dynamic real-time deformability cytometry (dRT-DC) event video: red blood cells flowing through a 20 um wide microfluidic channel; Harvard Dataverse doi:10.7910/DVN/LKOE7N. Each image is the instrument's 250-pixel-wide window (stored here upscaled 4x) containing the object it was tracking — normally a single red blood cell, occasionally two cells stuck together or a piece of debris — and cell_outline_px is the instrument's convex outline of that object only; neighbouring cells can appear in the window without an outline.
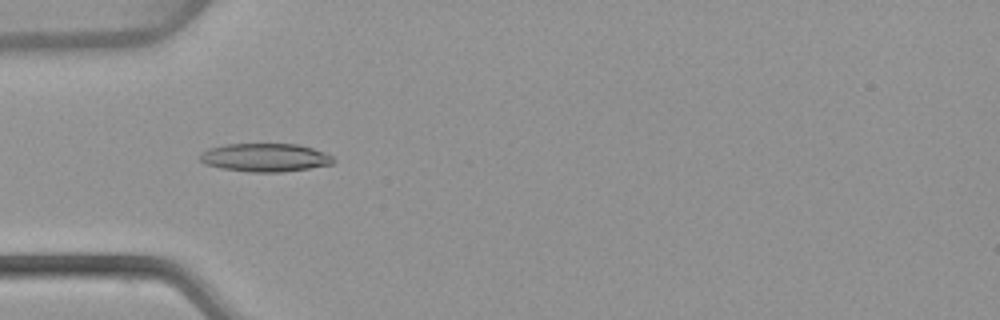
{"species": "common noctule bat (a hibernating species)", "species_latin": "Nyctalus noctula", "temperature_condition": "warm", "stored_images_in_passage": 54, "camera_frame_rate_fps": 3000, "um_per_image_px": 0.085, "animal": {"sex": "female", "body_mass_g": 22.7, "forearm_length_mm": 54.2}, "frame": {"image": 1, "passage_image": 18, "time_ms": 5.667, "image_size_px": [1000, 320], "cell_outline_px": [[332, 164], [308, 168], [276, 172], [264, 172], [224, 168], [208, 164], [200, 160], [204, 152], [212, 148], [232, 144], [292, 144], [312, 148], [332, 156]], "centroid_in_image_um": [22.59, 13.38], "position_along_channel_um": 62.4, "area_um2": 20.92}}
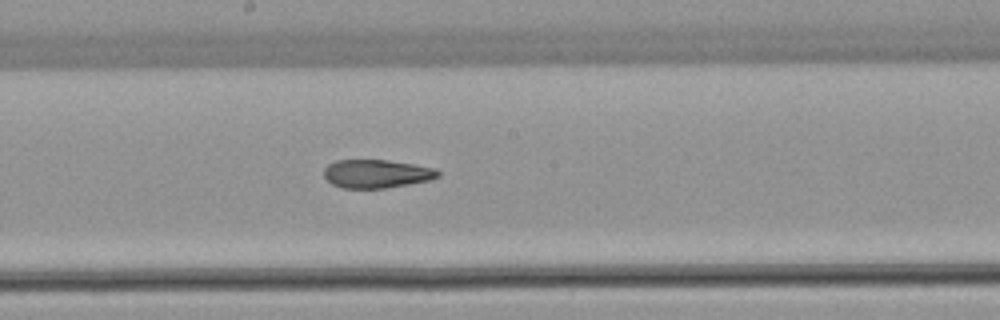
{"frame": {"image": 2, "passage_image": 30, "time_ms": 9.667, "image_size_px": [1000, 320], "cell_outline_px": [[440, 176], [428, 180], [380, 188], [344, 188], [332, 184], [324, 176], [324, 168], [328, 164], [340, 160], [384, 160], [412, 164], [432, 168], [440, 172]], "centroid_in_image_um": [31.96, 14.76], "position_along_channel_um": 216.2, "area_um2": 18.38}}
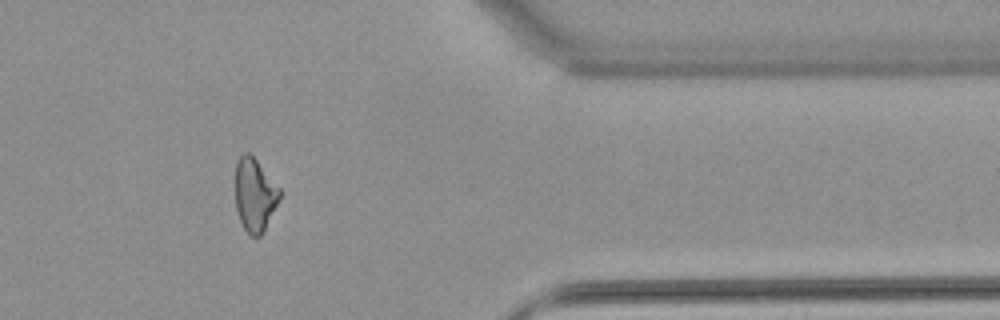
{"frame": {"image": 3, "passage_image": 45, "time_ms": 14.667, "image_size_px": [1000, 320], "cell_outline_px": [[280, 196], [260, 236], [252, 236], [244, 228], [240, 220], [236, 208], [236, 164], [240, 156], [244, 152], [248, 152], [256, 160], [280, 188]], "centroid_in_image_um": [21.63, 16.53], "position_along_channel_um": 389.8, "area_um2": 18.26}, "authors_computed_cell_mechanics": {"area_um2": 18.5827, "velocity_mm_per_s": 3.8828, "shape_relaxation_time_tau1_ms": null, "shape_relaxation_time_tau2_ms": 4.4888, "deformation_change_tau1": null, "deformation_change_tau2": 0.1387}}